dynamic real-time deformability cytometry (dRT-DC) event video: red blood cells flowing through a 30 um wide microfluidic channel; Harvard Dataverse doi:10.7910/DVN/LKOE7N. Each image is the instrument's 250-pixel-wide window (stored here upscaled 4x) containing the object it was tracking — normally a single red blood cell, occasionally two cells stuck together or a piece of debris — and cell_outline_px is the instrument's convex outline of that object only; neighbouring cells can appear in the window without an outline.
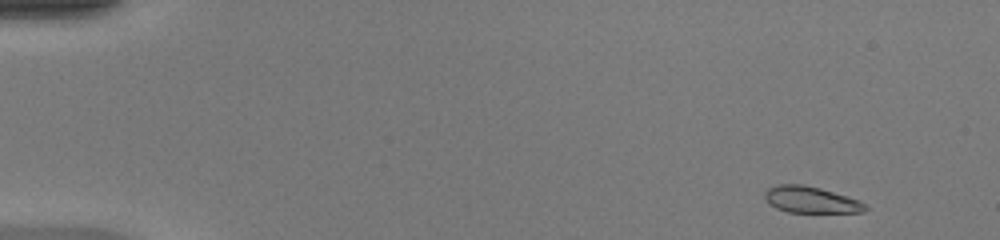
{"species": "common noctule bat (a hibernating species)", "species_latin": "Nyctalus noctula", "temperature_condition": "warm", "stored_images_in_passage": 46, "camera_frame_rate_fps": 3000, "um_per_image_px": 0.085, "animal": {"sex": "female", "body_mass_g": 20.0, "forearm_length_mm": 54.0}, "frame": {"image": 1, "passage_image": 1, "time_ms": 0.0, "image_size_px": [1000, 240], "cell_outline_px": [[868, 208], [864, 212], [788, 212], [776, 208], [764, 196], [764, 192], [768, 188], [776, 184], [804, 184], [820, 188], [860, 200]], "centroid_in_image_um": [68.93, 16.97], "position_along_channel_um": 16.1, "area_um2": 15.37}}
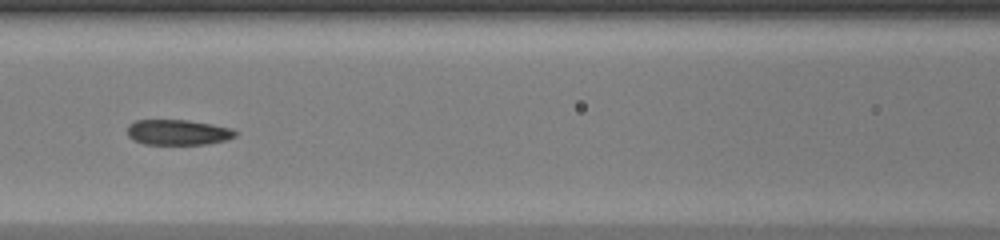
{"frame": {"image": 2, "passage_image": 20, "time_ms": 6.333, "image_size_px": [1000, 240], "cell_outline_px": [[236, 136], [224, 140], [208, 144], [144, 144], [132, 140], [128, 136], [128, 124], [136, 120], [188, 120], [212, 124], [232, 128], [236, 132]], "centroid_in_image_um": [15.1, 11.24], "position_along_channel_um": 151.5, "area_um2": 16.01}}
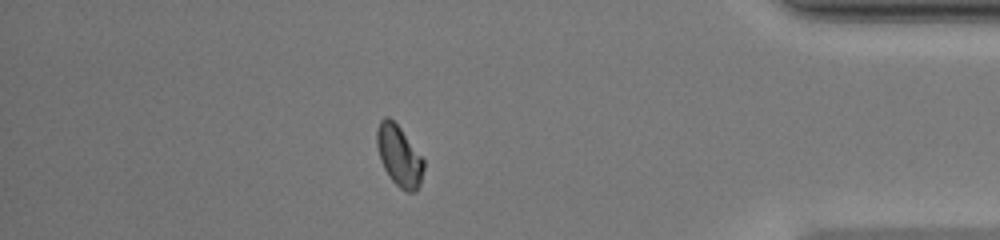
{"frame": {"image": 3, "passage_image": 40, "time_ms": 13.0, "image_size_px": [1000, 240], "cell_outline_px": [[424, 168], [420, 184], [416, 192], [404, 192], [388, 176], [380, 160], [376, 144], [376, 128], [380, 120], [384, 116], [388, 116], [400, 128], [424, 160]], "centroid_in_image_um": [33.9, 13.26], "position_along_channel_um": 401.3, "area_um2": 16.65}, "authors_computed_cell_mechanics": {"area_um2": 16.5308, "velocity_mm_per_s": 4.2439, "shape_relaxation_time_tau1_ms": 5.7709, "shape_relaxation_time_tau2_ms": 2.2493, "deformation_change_tau1": 0.161, "deformation_change_tau2": 0.051}}